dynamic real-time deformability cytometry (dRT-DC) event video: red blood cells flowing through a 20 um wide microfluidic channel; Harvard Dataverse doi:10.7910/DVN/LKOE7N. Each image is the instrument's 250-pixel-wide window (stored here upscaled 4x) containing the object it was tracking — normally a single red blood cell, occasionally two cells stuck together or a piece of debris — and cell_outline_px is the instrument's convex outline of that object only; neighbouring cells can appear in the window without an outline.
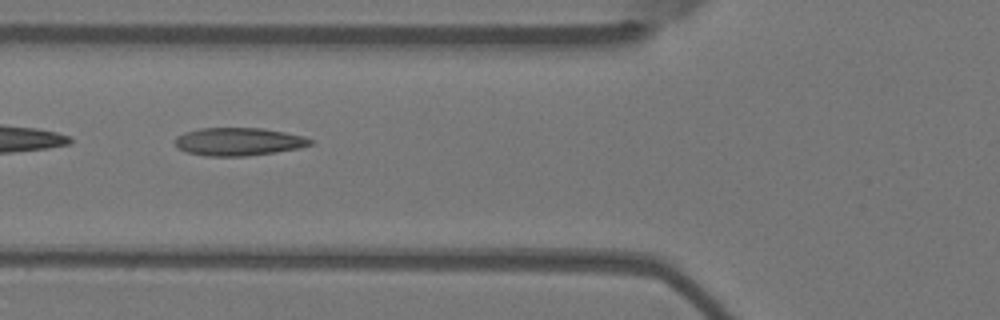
{"species": "Egyptian fruit bat (a non-hibernating species)", "species_latin": "Rousettus aegyptiacus", "temperature_condition": "warm", "stored_images_in_passage": 6, "camera_frame_rate_fps": 3000, "um_per_image_px": 0.085, "animal": {"sex": "female"}, "frame": {"image": 1, "passage_image": 4, "time_ms": 1.0, "image_size_px": [1000, 320], "cell_outline_px": [[312, 144], [300, 148], [276, 152], [248, 156], [204, 156], [184, 152], [176, 148], [176, 136], [184, 132], [200, 128], [264, 128], [304, 136], [312, 140]], "centroid_in_image_um": [20.25, 12.04], "position_along_channel_um": 105.6, "area_um2": 22.25}}
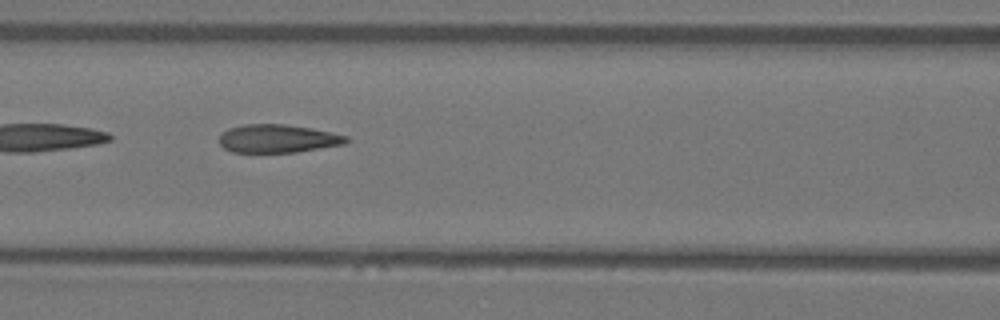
{"frame": {"image": 2, "passage_image": 5, "time_ms": 1.333, "image_size_px": [1000, 320], "cell_outline_px": [[348, 140], [344, 144], [296, 152], [232, 152], [224, 148], [216, 140], [228, 128], [244, 124], [284, 124], [312, 128], [348, 136]], "centroid_in_image_um": [23.57, 11.78], "position_along_channel_um": 143.0, "area_um2": 20.87}}
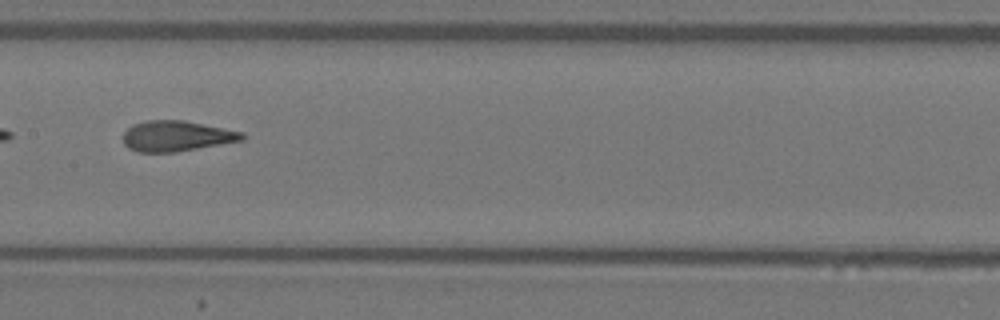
{"frame": {"image": 3, "passage_image": 6, "time_ms": 1.667, "image_size_px": [1000, 320], "cell_outline_px": [[244, 140], [176, 152], [136, 152], [128, 148], [124, 144], [124, 132], [132, 124], [144, 120], [184, 120], [244, 132]], "centroid_in_image_um": [14.99, 11.56], "position_along_channel_um": 192.4, "area_um2": 21.27}}